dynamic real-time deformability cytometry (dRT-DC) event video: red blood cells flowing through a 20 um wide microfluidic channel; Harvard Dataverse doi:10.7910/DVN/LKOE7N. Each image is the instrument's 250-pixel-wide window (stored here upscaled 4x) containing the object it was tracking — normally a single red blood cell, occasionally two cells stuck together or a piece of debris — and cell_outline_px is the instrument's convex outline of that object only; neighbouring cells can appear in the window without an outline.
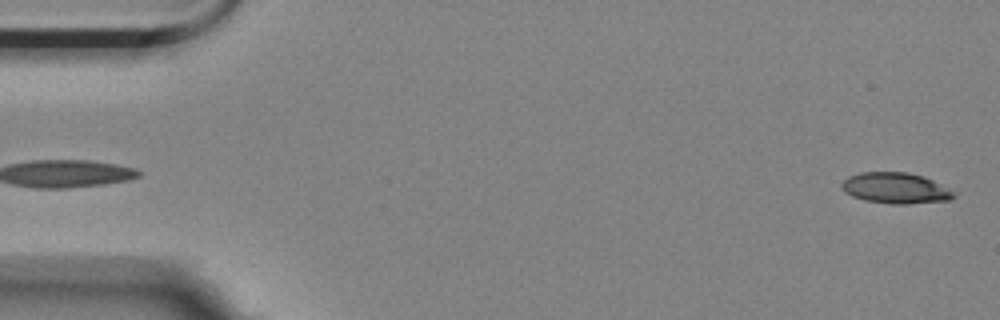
{"species": "Egyptian fruit bat (a non-hibernating species)", "species_latin": "Rousettus aegyptiacus", "temperature_condition": "room temperature", "stored_images_in_passage": 56, "camera_frame_rate_fps": 3000, "um_per_image_px": 0.085, "animal": {"sex": "female"}, "frame": {"image": 1, "passage_image": 1, "time_ms": 0.0, "image_size_px": [1000, 320], "cell_outline_px": [[956, 196], [948, 200], [908, 204], [892, 204], [864, 200], [852, 196], [844, 192], [840, 188], [840, 184], [848, 176], [860, 172], [908, 172], [924, 176], [932, 180], [952, 192]], "centroid_in_image_um": [76.05, 15.98], "position_along_channel_um": 9.0, "area_um2": 20.11}}
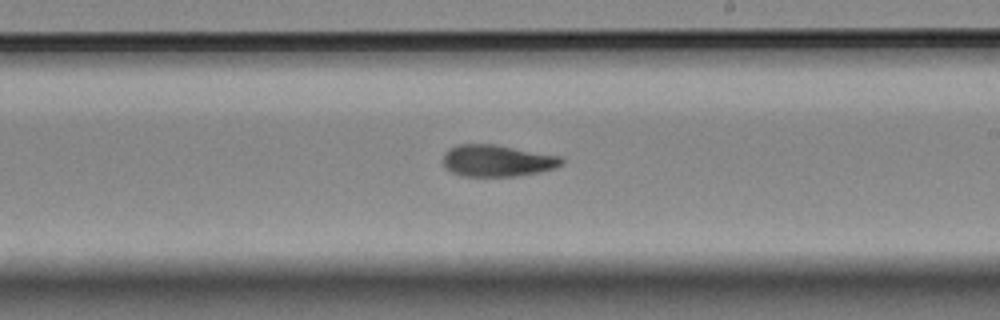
{"frame": {"image": 2, "passage_image": 32, "time_ms": 10.333, "image_size_px": [1000, 320], "cell_outline_px": [[564, 164], [540, 172], [516, 176], [460, 176], [444, 168], [444, 152], [448, 148], [460, 144], [496, 144], [560, 156], [564, 160]], "centroid_in_image_um": [42.24, 13.66], "position_along_channel_um": 246.8, "area_um2": 22.02}}
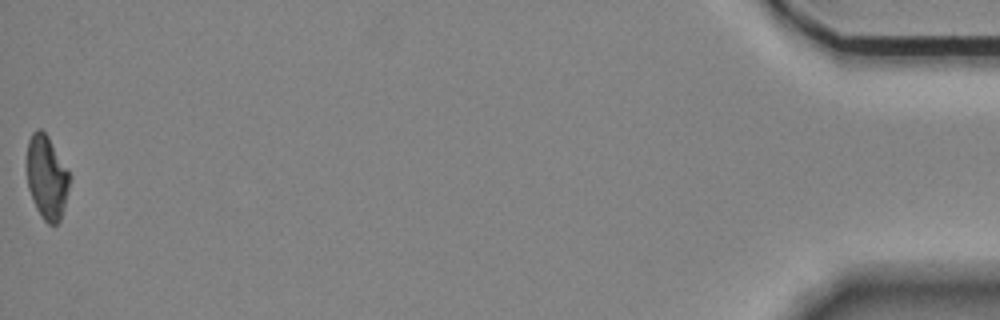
{"frame": {"image": 3, "passage_image": 56, "time_ms": 18.333, "image_size_px": [1000, 320], "cell_outline_px": [[72, 176], [60, 220], [56, 224], [48, 224], [40, 216], [36, 208], [28, 188], [28, 140], [32, 132], [36, 128], [40, 128], [48, 136]], "centroid_in_image_um": [3.99, 15.06], "position_along_channel_um": 431.2, "area_um2": 20.75}, "authors_computed_cell_mechanics": {"area_um2": 21.675, "velocity_mm_per_s": 3.5158, "shape_relaxation_time_tau1_ms": null, "shape_relaxation_time_tau2_ms": 5.8987, "deformation_change_tau1": null, "deformation_change_tau2": 0.1252}}